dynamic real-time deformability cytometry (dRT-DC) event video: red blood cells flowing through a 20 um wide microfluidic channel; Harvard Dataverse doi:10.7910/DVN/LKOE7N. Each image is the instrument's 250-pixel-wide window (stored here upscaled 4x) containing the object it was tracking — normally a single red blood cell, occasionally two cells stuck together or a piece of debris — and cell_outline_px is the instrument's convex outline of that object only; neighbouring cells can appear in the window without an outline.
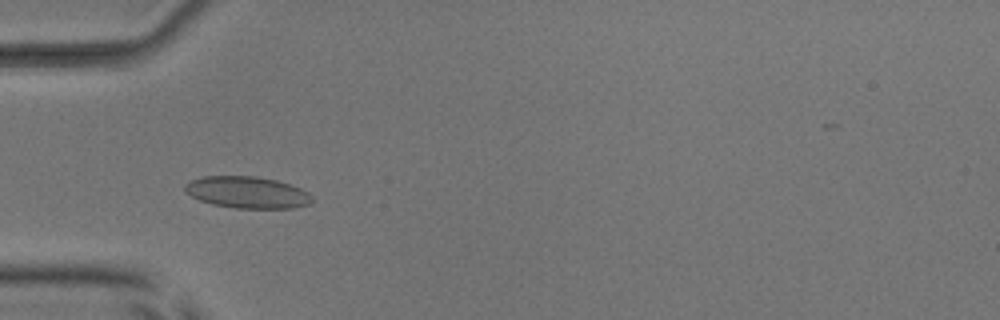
{"species": "common noctule bat (a hibernating species)", "species_latin": "Nyctalus noctula", "temperature_condition": "room temperature", "stored_images_in_passage": 52, "camera_frame_rate_fps": 3000, "um_per_image_px": 0.085, "animal": {"sex": "male", "body_mass_g": 17.9, "forearm_length_mm": 54.2}, "frame": {"image": 1, "passage_image": 17, "time_ms": 5.333, "image_size_px": [1000, 320], "cell_outline_px": [[312, 200], [308, 204], [292, 208], [236, 208], [212, 204], [200, 200], [192, 196], [184, 188], [184, 184], [192, 180], [204, 176], [256, 176], [276, 180], [300, 188], [308, 192], [312, 196]], "centroid_in_image_um": [21.02, 16.35], "position_along_channel_um": 64.0, "area_um2": 23.29}}
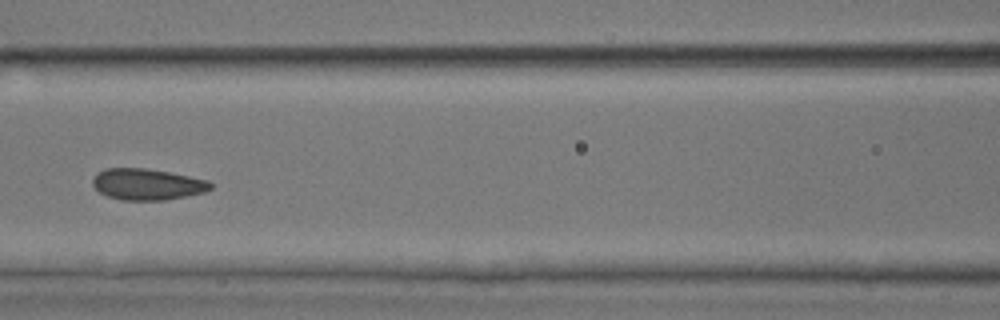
{"frame": {"image": 2, "passage_image": 24, "time_ms": 7.667, "image_size_px": [1000, 320], "cell_outline_px": [[212, 188], [204, 192], [164, 200], [124, 200], [108, 196], [100, 192], [92, 184], [92, 180], [96, 172], [104, 168], [144, 168], [168, 172], [208, 180], [212, 184]], "centroid_in_image_um": [12.48, 15.65], "position_along_channel_um": 154.1, "area_um2": 21.33}}
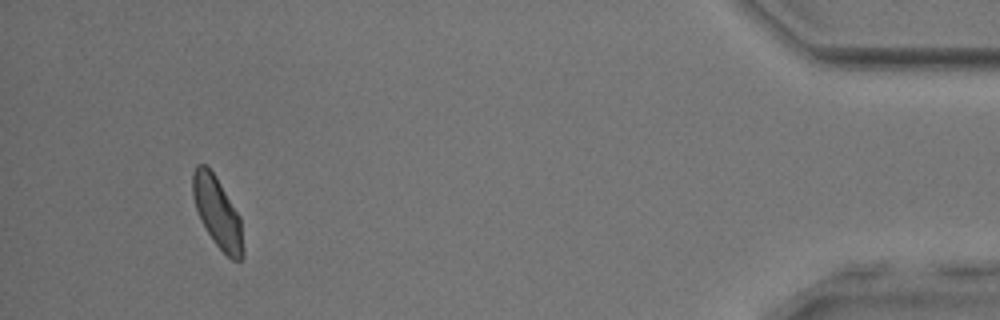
{"frame": {"image": 3, "passage_image": 49, "time_ms": 16.0, "image_size_px": [1000, 320], "cell_outline_px": [[244, 256], [240, 260], [232, 260], [212, 240], [200, 220], [192, 196], [192, 172], [196, 164], [204, 164], [216, 176], [240, 216], [244, 248]], "centroid_in_image_um": [18.48, 18.06], "position_along_channel_um": 416.7, "area_um2": 20.81}, "authors_computed_cell_mechanics": {"area_um2": 21.5883, "velocity_mm_per_s": 3.9577, "shape_relaxation_time_tau1_ms": 5.9779, "shape_relaxation_time_tau2_ms": 0.5357, "deformation_change_tau1": 0.0847, "deformation_change_tau2": 0.0638}}